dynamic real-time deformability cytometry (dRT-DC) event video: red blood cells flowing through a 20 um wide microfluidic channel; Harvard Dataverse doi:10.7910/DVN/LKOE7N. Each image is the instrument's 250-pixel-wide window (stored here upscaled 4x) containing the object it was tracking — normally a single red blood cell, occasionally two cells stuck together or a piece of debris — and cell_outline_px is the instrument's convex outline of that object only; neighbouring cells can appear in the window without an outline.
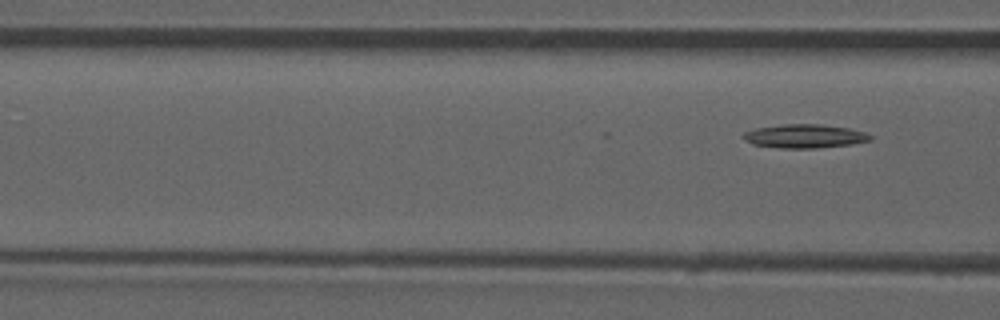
{"species": "common noctule bat (a hibernating species)", "species_latin": "Nyctalus noctula", "temperature_condition": "room temperature", "stored_images_in_passage": 3, "camera_frame_rate_fps": 3000, "um_per_image_px": 0.085, "animal": {"sex": "male", "forearm_length_mm": 52.5}, "frame": {"image": 1, "passage_image": 3, "time_ms": 2.333, "image_size_px": [1000, 320], "cell_outline_px": [[872, 140], [852, 144], [816, 148], [780, 148], [752, 144], [740, 136], [744, 132], [756, 128], [784, 124], [820, 124], [852, 128], [864, 132], [872, 136]], "centroid_in_image_um": [68.4, 11.57], "position_along_channel_um": 98.2, "area_um2": 17.63}}